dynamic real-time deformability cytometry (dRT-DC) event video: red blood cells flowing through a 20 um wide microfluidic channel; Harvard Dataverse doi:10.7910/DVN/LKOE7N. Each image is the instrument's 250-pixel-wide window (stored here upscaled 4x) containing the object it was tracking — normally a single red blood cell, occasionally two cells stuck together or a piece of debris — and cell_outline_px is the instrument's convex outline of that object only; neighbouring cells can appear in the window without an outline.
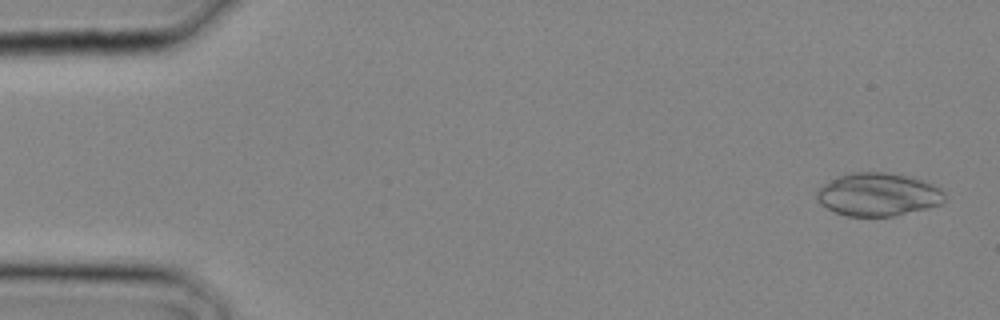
{"species": "common noctule bat (a hibernating species)", "species_latin": "Nyctalus noctula", "temperature_condition": "cold", "stored_images_in_passage": 4, "camera_frame_rate_fps": 3000, "um_per_image_px": 0.085, "animal": {"sex": "male", "body_mass_g": 20.4}, "frame": {"image": 1, "passage_image": 1, "time_ms": 0.0, "image_size_px": [1000, 320], "cell_outline_px": [[944, 200], [940, 204], [928, 208], [892, 216], [848, 216], [836, 212], [820, 204], [816, 200], [816, 192], [824, 184], [836, 176], [852, 172], [884, 172], [924, 180], [940, 188], [944, 192]], "centroid_in_image_um": [74.62, 16.53], "position_along_channel_um": 10.4, "area_um2": 31.96}}
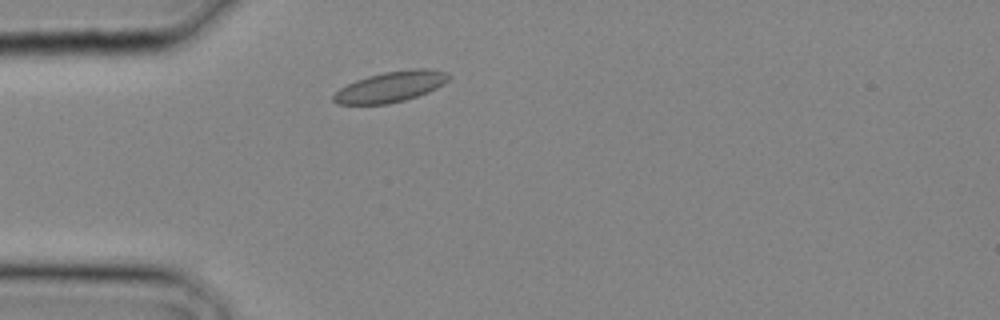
{"frame": {"image": 2, "passage_image": 4, "time_ms": 1.0, "image_size_px": [1000, 320], "cell_outline_px": [[452, 76], [444, 84], [428, 92], [404, 100], [388, 104], [336, 104], [332, 100], [332, 96], [340, 88], [356, 80], [368, 76], [384, 72], [412, 68], [432, 68], [448, 72]], "centroid_in_image_um": [33.24, 7.35], "position_along_channel_um": 51.8, "area_um2": 20.69}}